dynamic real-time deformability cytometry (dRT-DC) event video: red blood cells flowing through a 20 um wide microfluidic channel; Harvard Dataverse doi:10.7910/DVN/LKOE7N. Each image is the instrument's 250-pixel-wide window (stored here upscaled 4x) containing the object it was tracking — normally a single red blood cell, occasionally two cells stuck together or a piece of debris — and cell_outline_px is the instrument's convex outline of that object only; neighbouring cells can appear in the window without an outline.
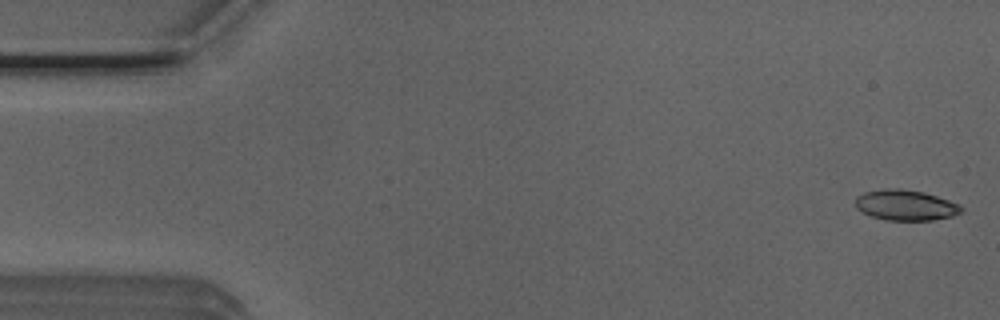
{"species": "Egyptian fruit bat (a non-hibernating species)", "species_latin": "Rousettus aegyptiacus", "temperature_condition": "room temperature", "stored_images_in_passage": 12, "camera_frame_rate_fps": 3000, "um_per_image_px": 0.085, "animal": {"sex": "male"}, "frame": {"image": 1, "passage_image": 1, "time_ms": 0.0, "image_size_px": [1000, 320], "cell_outline_px": [[964, 208], [960, 212], [952, 216], [932, 220], [888, 220], [872, 216], [856, 208], [856, 196], [864, 192], [892, 188], [900, 188], [924, 192], [960, 204]], "centroid_in_image_um": [76.99, 17.43], "position_along_channel_um": 8.0, "area_um2": 18.67}}